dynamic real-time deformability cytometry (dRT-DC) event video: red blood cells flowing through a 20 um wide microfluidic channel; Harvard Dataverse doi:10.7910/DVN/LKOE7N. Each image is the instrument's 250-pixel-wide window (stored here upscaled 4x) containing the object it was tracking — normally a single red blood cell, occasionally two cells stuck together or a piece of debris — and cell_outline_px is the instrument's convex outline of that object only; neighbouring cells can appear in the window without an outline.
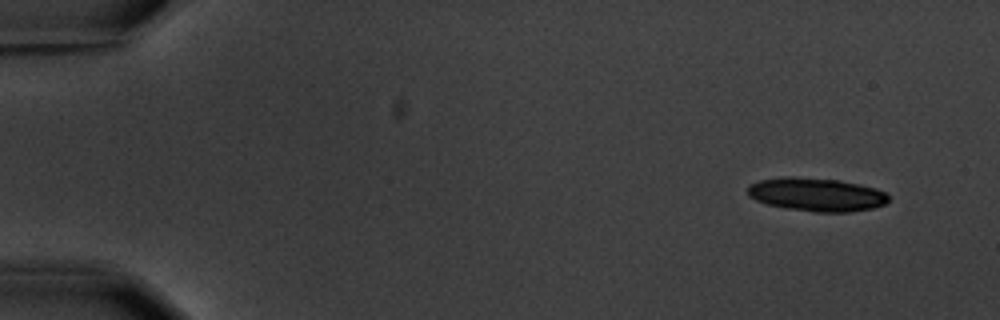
{"species": "common noctule bat (a hibernating species)", "species_latin": "Nyctalus noctula", "temperature_condition": "warm", "stored_images_in_passage": 5, "camera_frame_rate_fps": 3000, "um_per_image_px": 0.085, "animal": {"sex": "male", "body_mass_g": 20.1, "forearm_length_mm": 53.5}, "frame": {"image": 1, "passage_image": 1, "time_ms": 0.0, "image_size_px": [1000, 320], "cell_outline_px": [[888, 200], [884, 204], [872, 208], [848, 212], [816, 212], [788, 208], [768, 204], [756, 200], [748, 196], [748, 184], [760, 180], [788, 176], [796, 176], [836, 180], [860, 184], [876, 188], [884, 192], [888, 196]], "centroid_in_image_um": [69.38, 16.52], "position_along_channel_um": 15.6, "area_um2": 27.28}}